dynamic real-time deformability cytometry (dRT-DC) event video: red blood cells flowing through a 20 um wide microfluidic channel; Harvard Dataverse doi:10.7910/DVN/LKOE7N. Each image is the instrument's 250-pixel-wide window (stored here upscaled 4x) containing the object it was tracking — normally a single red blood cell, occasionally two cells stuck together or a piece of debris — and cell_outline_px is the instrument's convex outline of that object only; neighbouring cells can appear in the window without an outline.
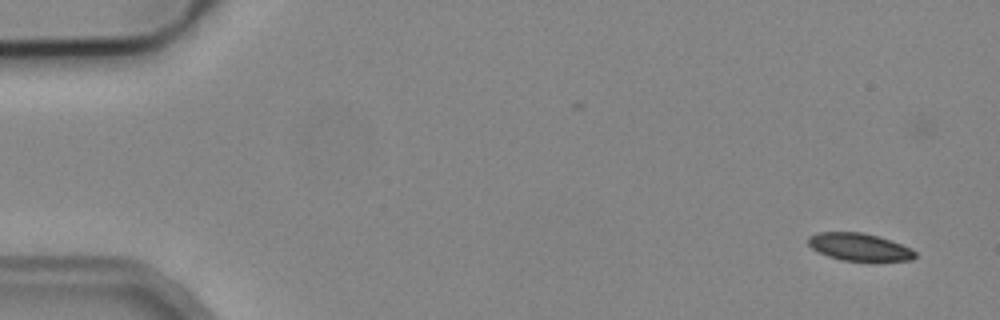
{"species": "common noctule bat (a hibernating species)", "species_latin": "Nyctalus noctula", "temperature_condition": "cold", "stored_images_in_passage": 6, "camera_frame_rate_fps": 3000, "um_per_image_px": 0.085, "animal": {"sex": "male", "body_mass_g": 19.2, "forearm_length_mm": 51.8}, "frame": {"image": 1, "passage_image": 1, "time_ms": 0.0, "image_size_px": [1000, 320], "cell_outline_px": [[916, 256], [912, 260], [840, 260], [828, 256], [812, 248], [808, 244], [808, 236], [816, 232], [860, 232], [880, 236], [912, 248], [916, 252]], "centroid_in_image_um": [73.04, 20.97], "position_along_channel_um": 12.0, "area_um2": 17.05}}
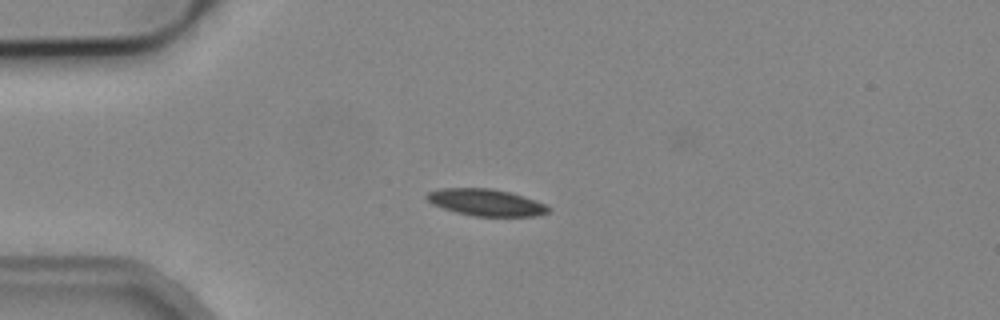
{"frame": {"image": 2, "passage_image": 4, "time_ms": 3.667, "image_size_px": [1000, 320], "cell_outline_px": [[548, 212], [536, 216], [476, 216], [456, 212], [432, 204], [424, 196], [428, 192], [440, 188], [492, 188], [512, 192], [544, 204], [548, 208]], "centroid_in_image_um": [41.27, 17.19], "position_along_channel_um": 43.7, "area_um2": 18.84}}